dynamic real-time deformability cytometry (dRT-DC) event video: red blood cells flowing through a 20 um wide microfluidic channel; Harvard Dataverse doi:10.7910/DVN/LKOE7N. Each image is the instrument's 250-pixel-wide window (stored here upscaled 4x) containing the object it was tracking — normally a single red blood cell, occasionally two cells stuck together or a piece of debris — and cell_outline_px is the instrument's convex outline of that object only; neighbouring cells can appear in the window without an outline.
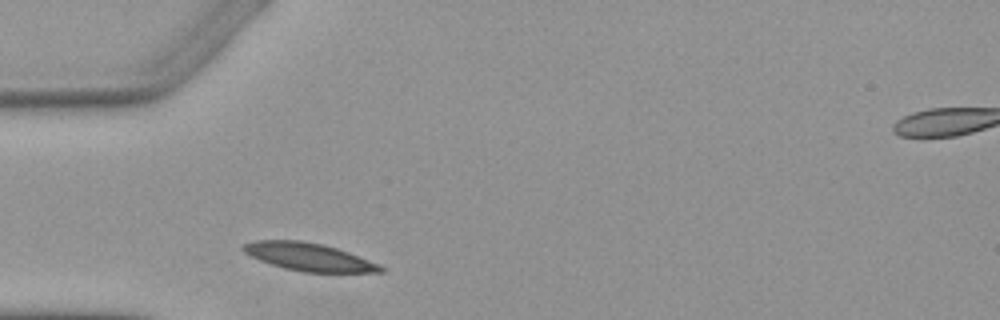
{"species": "Egyptian fruit bat (a non-hibernating species)", "species_latin": "Rousettus aegyptiacus", "temperature_condition": "warm", "stored_images_in_passage": 1, "camera_frame_rate_fps": 3000, "um_per_image_px": 0.085, "animal": {"sex": "female"}, "frame": {"image": 1, "passage_image": 1, "time_ms": 0.0, "image_size_px": [1000, 320], "cell_outline_px": [[384, 272], [304, 272], [284, 268], [260, 260], [244, 252], [240, 248], [244, 244], [252, 240], [300, 240], [324, 244], [348, 252], [380, 264], [384, 268]], "centroid_in_image_um": [26.24, 21.83], "position_along_channel_um": 58.8, "area_um2": 22.2}}